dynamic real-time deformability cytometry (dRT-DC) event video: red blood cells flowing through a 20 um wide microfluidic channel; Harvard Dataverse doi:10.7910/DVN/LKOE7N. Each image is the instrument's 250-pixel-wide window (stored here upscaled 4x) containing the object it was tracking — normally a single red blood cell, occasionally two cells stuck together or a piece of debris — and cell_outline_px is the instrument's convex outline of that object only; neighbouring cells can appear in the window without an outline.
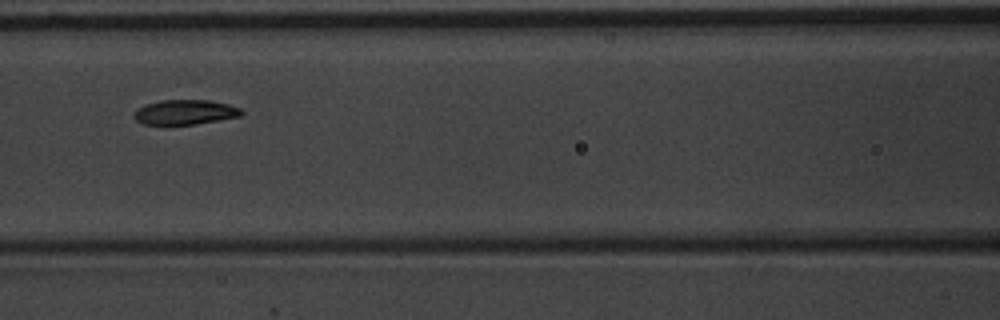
{"species": "common noctule bat (a hibernating species)", "species_latin": "Nyctalus noctula", "temperature_condition": "warm", "stored_images_in_passage": 8, "camera_frame_rate_fps": 3000, "um_per_image_px": 0.085, "animal": {"sex": "male", "body_mass_g": 20.1, "forearm_length_mm": 53.5}, "frame": {"image": 1, "passage_image": 6, "time_ms": 1.667, "image_size_px": [1000, 320], "cell_outline_px": [[244, 112], [240, 116], [220, 120], [196, 124], [144, 124], [136, 120], [132, 116], [136, 108], [144, 104], [160, 100], [208, 100], [228, 104], [240, 108]], "centroid_in_image_um": [15.7, 9.53], "position_along_channel_um": 150.9, "area_um2": 15.61}}
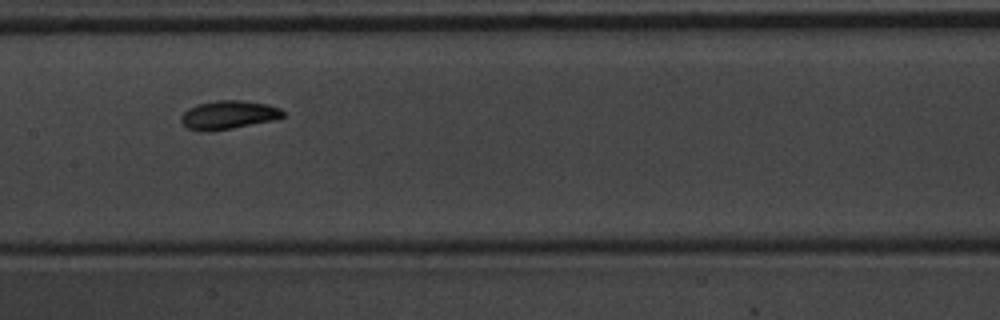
{"frame": {"image": 2, "passage_image": 7, "time_ms": 2.0, "image_size_px": [1000, 320], "cell_outline_px": [[284, 116], [272, 120], [232, 128], [200, 132], [188, 128], [180, 120], [180, 116], [188, 108], [196, 104], [216, 100], [240, 100], [268, 104], [280, 108], [284, 112]], "centroid_in_image_um": [19.38, 9.75], "position_along_channel_um": 188.0, "area_um2": 16.88}}
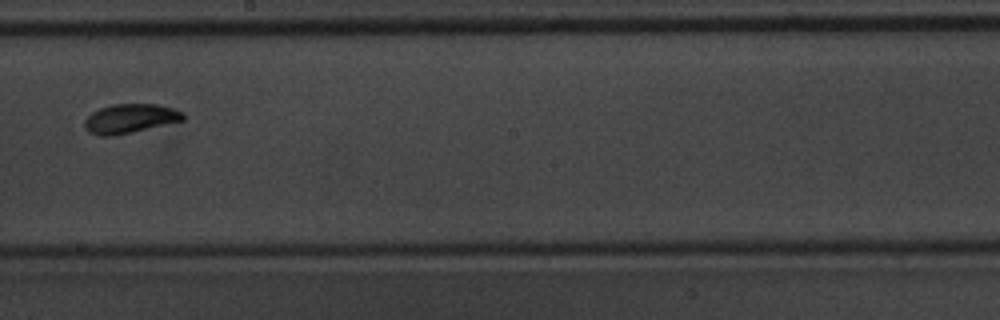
{"frame": {"image": 3, "passage_image": 8, "time_ms": 2.333, "image_size_px": [1000, 320], "cell_outline_px": [[184, 120], [132, 132], [108, 136], [100, 136], [88, 132], [84, 128], [84, 120], [92, 112], [100, 108], [112, 104], [156, 104], [172, 108], [184, 112]], "centroid_in_image_um": [11.03, 10.07], "position_along_channel_um": 237.2, "area_um2": 16.7}}